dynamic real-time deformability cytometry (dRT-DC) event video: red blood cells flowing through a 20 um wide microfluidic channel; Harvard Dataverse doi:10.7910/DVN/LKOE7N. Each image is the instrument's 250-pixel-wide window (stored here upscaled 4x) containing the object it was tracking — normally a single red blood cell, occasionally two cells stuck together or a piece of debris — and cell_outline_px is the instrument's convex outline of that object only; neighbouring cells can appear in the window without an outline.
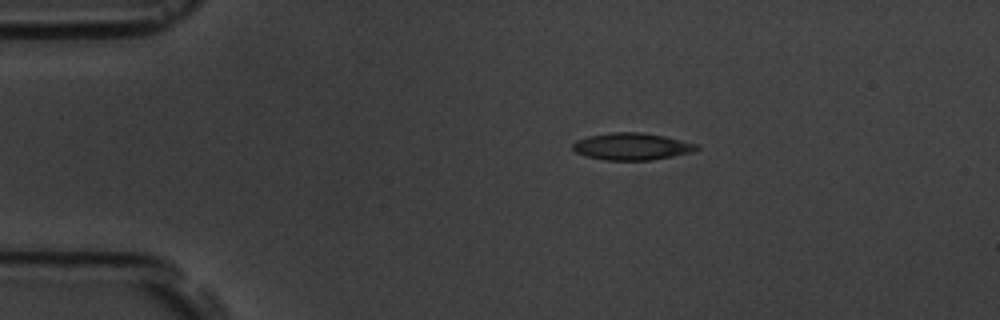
{"species": "common noctule bat (a hibernating species)", "species_latin": "Nyctalus noctula", "temperature_condition": "room temperature", "stored_images_in_passage": 13, "camera_frame_rate_fps": 3000, "um_per_image_px": 0.085, "animal": {"sex": "male", "body_mass_g": 19.5, "forearm_length_mm": 54.6}, "frame": {"image": 1, "passage_image": 1, "time_ms": 0.0, "image_size_px": [1000, 320], "cell_outline_px": [[700, 148], [692, 152], [652, 160], [604, 160], [584, 156], [576, 152], [572, 148], [572, 144], [576, 140], [588, 136], [612, 132], [640, 132], [664, 136], [700, 144]], "centroid_in_image_um": [53.7, 12.45], "position_along_channel_um": 31.3, "area_um2": 19.65}}
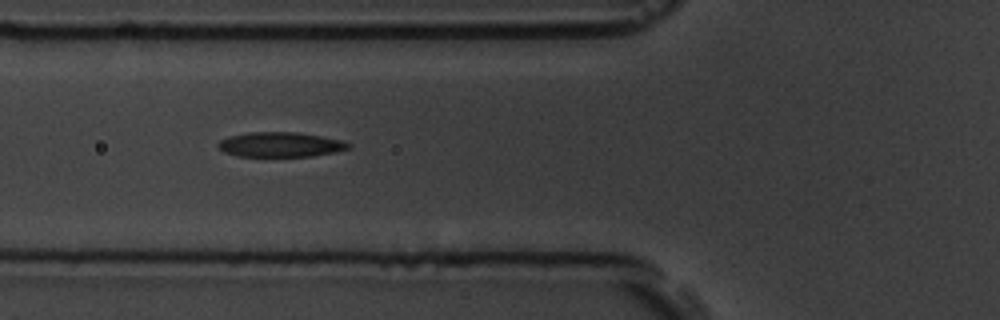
{"frame": {"image": 2, "passage_image": 4, "time_ms": 3.333, "image_size_px": [1000, 320], "cell_outline_px": [[352, 148], [312, 156], [236, 156], [224, 152], [216, 144], [220, 140], [228, 136], [248, 132], [296, 132], [344, 140], [352, 144]], "centroid_in_image_um": [23.84, 12.28], "position_along_channel_um": 102.0, "area_um2": 18.9}}
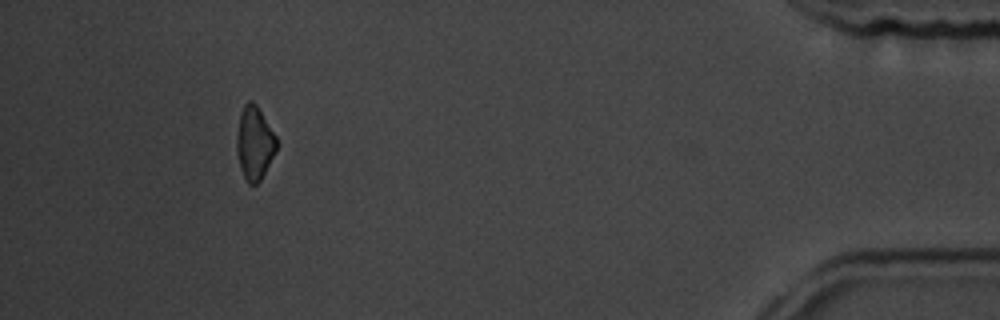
{"frame": {"image": 3, "passage_image": 12, "time_ms": 13.667, "image_size_px": [1000, 320], "cell_outline_px": [[276, 152], [260, 180], [256, 184], [248, 184], [240, 168], [236, 148], [236, 132], [240, 112], [244, 104], [248, 100], [252, 100], [256, 104], [276, 136]], "centroid_in_image_um": [21.61, 12.14], "position_along_channel_um": 413.6, "area_um2": 17.05}, "authors_computed_cell_mechanics": {"area_um2": 18.9006, "velocity_mm_per_s": 3.6444, "shape_relaxation_time_tau1_ms": 2.9579, "shape_relaxation_time_tau2_ms": null, "deformation_change_tau1": 0.1096, "deformation_change_tau2": null}}